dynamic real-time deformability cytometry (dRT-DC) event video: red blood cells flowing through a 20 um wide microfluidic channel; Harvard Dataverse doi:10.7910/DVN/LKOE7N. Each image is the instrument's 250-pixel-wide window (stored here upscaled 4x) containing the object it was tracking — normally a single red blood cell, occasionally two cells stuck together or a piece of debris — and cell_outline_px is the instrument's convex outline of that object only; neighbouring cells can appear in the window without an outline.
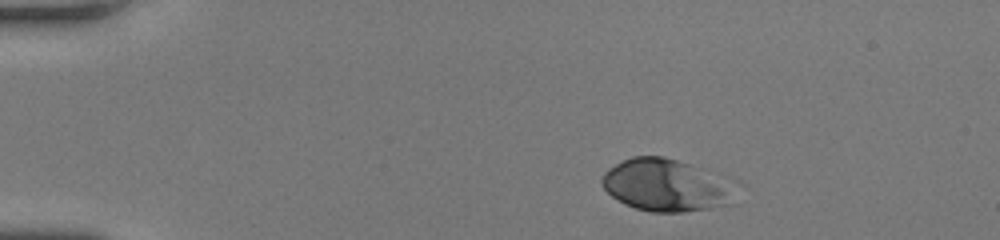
{"species": "human", "species_latin": "Homo sapiens", "temperature_condition": "room temperature", "stored_images_in_passage": 37, "camera_frame_rate_fps": 3000, "um_per_image_px": 0.085, "donor": {"sex": "female"}, "frame": {"image": 1, "passage_image": 1, "time_ms": 0.0, "image_size_px": [1000, 240], "cell_outline_px": [[736, 180], [728, 200], [724, 204], [708, 208], [684, 212], [652, 212], [636, 208], [624, 204], [612, 196], [600, 184], [600, 180], [604, 172], [608, 168], [632, 156], [664, 156], [728, 176]], "centroid_in_image_um": [56.6, 15.72], "position_along_channel_um": 28.4, "area_um2": 40.81}}
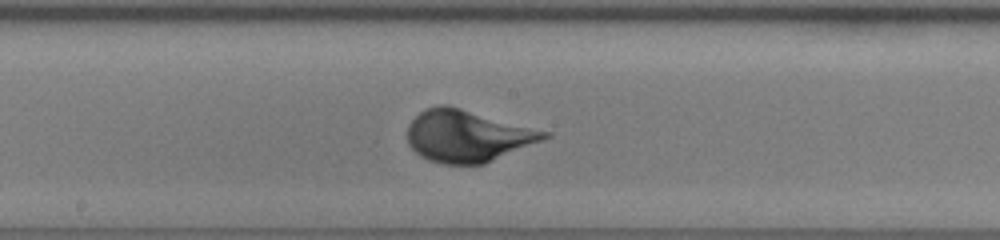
{"frame": {"image": 2, "passage_image": 20, "time_ms": 6.333, "image_size_px": [1000, 240], "cell_outline_px": [[552, 136], [544, 140], [484, 164], [444, 164], [428, 160], [420, 156], [408, 144], [408, 124], [424, 108], [436, 104], [444, 104], [460, 108], [552, 132]], "centroid_in_image_um": [39.75, 11.55], "position_along_channel_um": 208.4, "area_um2": 41.5}}
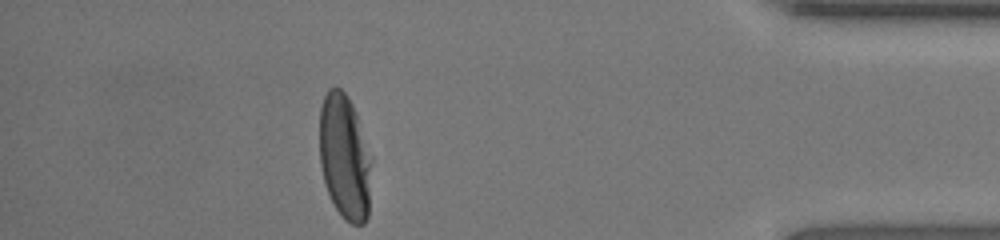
{"frame": {"image": 3, "passage_image": 37, "time_ms": 12.0, "image_size_px": [1000, 240], "cell_outline_px": [[372, 160], [368, 216], [364, 224], [352, 224], [344, 220], [336, 208], [324, 184], [320, 164], [320, 108], [324, 96], [328, 88], [340, 88], [348, 96], [352, 104], [372, 156]], "centroid_in_image_um": [29.31, 13.37], "position_along_channel_um": 405.9, "area_um2": 38.21}, "authors_computed_cell_mechanics": {"area_um2": 39.2462, "velocity_mm_per_s": 4.1853, "shape_relaxation_time_tau1_ms": 2.6538, "shape_relaxation_time_tau2_ms": null, "deformation_change_tau1": 0.1664, "deformation_change_tau2": null}}